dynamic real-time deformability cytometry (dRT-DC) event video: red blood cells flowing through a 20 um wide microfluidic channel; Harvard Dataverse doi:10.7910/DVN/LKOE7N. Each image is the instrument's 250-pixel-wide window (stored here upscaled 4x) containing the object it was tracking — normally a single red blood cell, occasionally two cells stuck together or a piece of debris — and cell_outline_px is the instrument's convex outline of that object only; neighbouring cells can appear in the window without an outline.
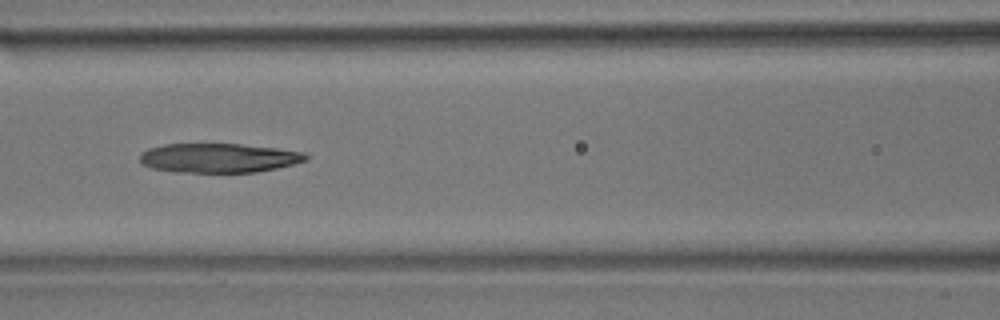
{"species": "common noctule bat (a hibernating species)", "species_latin": "Nyctalus noctula", "temperature_condition": "room temperature", "stored_images_in_passage": 9, "camera_frame_rate_fps": 3000, "um_per_image_px": 0.085, "animal": {"sex": "male", "body_mass_g": 17.9}, "frame": {"image": 1, "passage_image": 6, "time_ms": 1.667, "image_size_px": [1000, 320], "cell_outline_px": [[308, 160], [276, 168], [256, 172], [176, 172], [152, 168], [144, 164], [140, 160], [140, 156], [148, 148], [164, 144], [240, 144], [276, 148], [304, 152], [308, 156]], "centroid_in_image_um": [18.6, 13.42], "position_along_channel_um": 148.0, "area_um2": 28.15}}
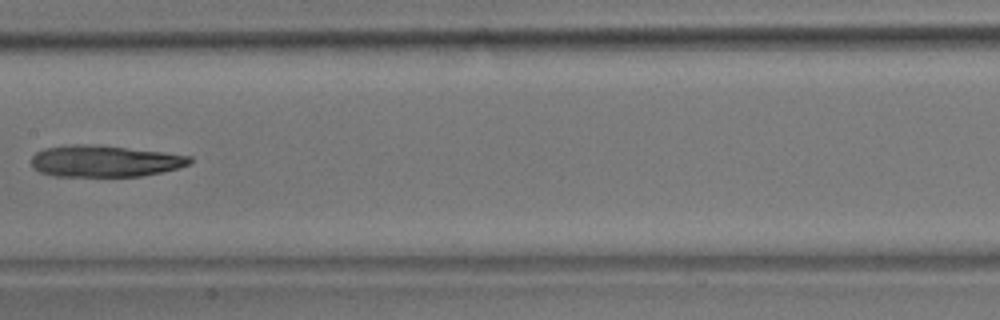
{"frame": {"image": 2, "passage_image": 7, "time_ms": 2.0, "image_size_px": [1000, 320], "cell_outline_px": [[192, 160], [188, 164], [180, 168], [140, 176], [52, 176], [40, 172], [32, 168], [32, 156], [36, 152], [44, 148], [76, 144], [88, 144], [164, 152], [192, 156]], "centroid_in_image_um": [8.88, 13.7], "position_along_channel_um": 198.5, "area_um2": 29.02}}
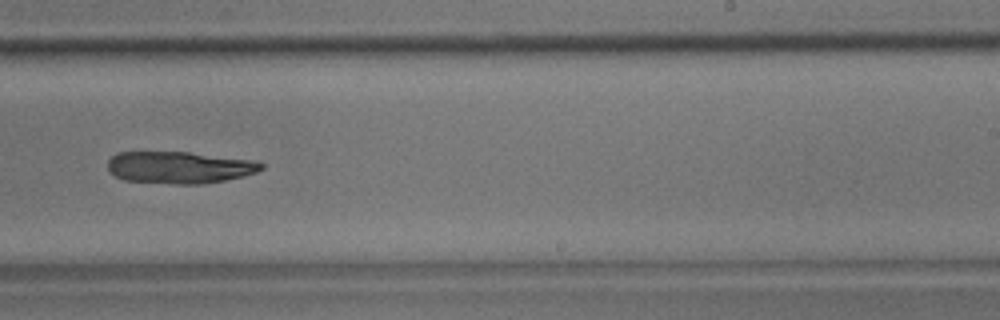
{"frame": {"image": 3, "passage_image": 9, "time_ms": 2.667, "image_size_px": [1000, 320], "cell_outline_px": [[264, 168], [256, 172], [244, 176], [224, 180], [200, 184], [176, 184], [124, 180], [116, 176], [108, 168], [108, 160], [116, 152], [188, 152], [248, 160], [264, 164]], "centroid_in_image_um": [15.22, 14.23], "position_along_channel_um": 273.8, "area_um2": 28.26}}